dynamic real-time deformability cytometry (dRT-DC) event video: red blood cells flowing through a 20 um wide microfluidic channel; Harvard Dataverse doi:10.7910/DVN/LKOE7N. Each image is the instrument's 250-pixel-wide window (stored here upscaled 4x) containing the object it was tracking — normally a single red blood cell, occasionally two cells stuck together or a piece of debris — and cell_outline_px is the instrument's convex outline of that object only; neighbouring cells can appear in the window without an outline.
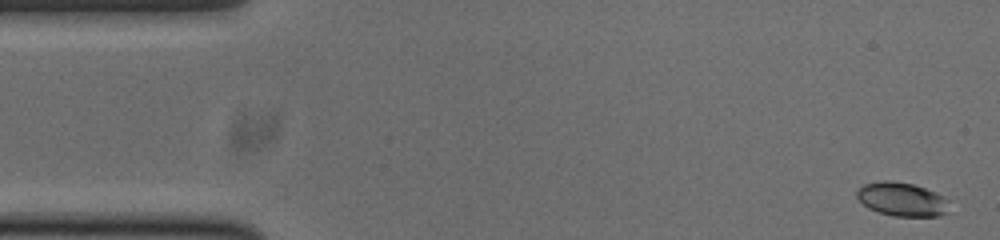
{"species": "common noctule bat (a hibernating species)", "species_latin": "Nyctalus noctula", "temperature_condition": "cold", "stored_images_in_passage": 53, "camera_frame_rate_fps": 3000, "um_per_image_px": 0.085, "animal": {"sex": "male", "body_mass_g": 20.0, "forearm_length_mm": 53.3}, "frame": {"image": 1, "passage_image": 2, "time_ms": 0.333, "image_size_px": [1000, 240], "cell_outline_px": [[948, 200], [944, 212], [940, 216], [892, 216], [876, 212], [868, 208], [856, 196], [856, 192], [864, 184], [880, 180], [888, 180], [912, 184], [936, 192], [944, 196]], "centroid_in_image_um": [76.62, 16.93], "position_along_channel_um": 8.4, "area_um2": 18.03}}
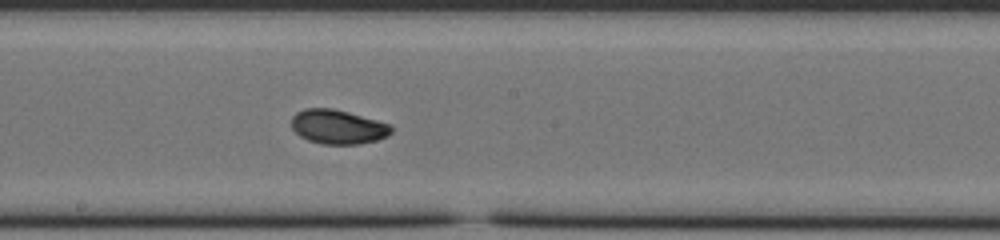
{"frame": {"image": 2, "passage_image": 28, "time_ms": 9.0, "image_size_px": [1000, 240], "cell_outline_px": [[392, 132], [388, 136], [376, 140], [360, 144], [324, 144], [308, 140], [300, 136], [292, 128], [292, 116], [296, 112], [304, 108], [332, 108], [348, 112], [392, 124]], "centroid_in_image_um": [28.73, 10.77], "position_along_channel_um": 219.5, "area_um2": 20.0}}
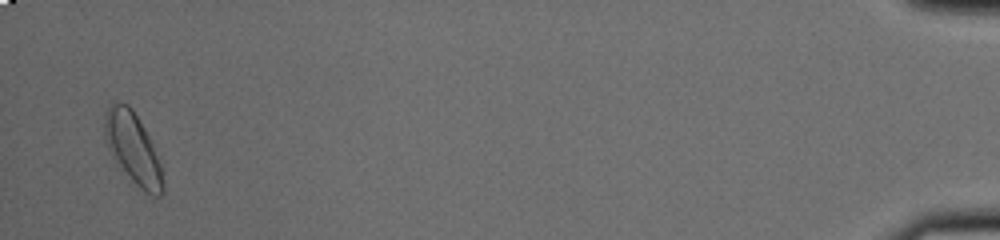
{"frame": {"image": 3, "passage_image": 52, "time_ms": 17.0, "image_size_px": [1000, 240], "cell_outline_px": [[164, 192], [160, 196], [152, 196], [136, 188], [120, 172], [104, 140], [104, 116], [108, 108], [112, 104], [128, 104], [132, 108], [144, 128], [152, 144], [160, 164], [164, 184]], "centroid_in_image_um": [11.28, 12.72], "position_along_channel_um": 423.9, "area_um2": 24.57}, "authors_computed_cell_mechanics": {"area_um2": 19.5942, "velocity_mm_per_s": 3.7752, "shape_relaxation_time_tau1_ms": 3.1813, "shape_relaxation_time_tau2_ms": 2.7285, "deformation_change_tau1": 0.1141, "deformation_change_tau2": 0.0537}}